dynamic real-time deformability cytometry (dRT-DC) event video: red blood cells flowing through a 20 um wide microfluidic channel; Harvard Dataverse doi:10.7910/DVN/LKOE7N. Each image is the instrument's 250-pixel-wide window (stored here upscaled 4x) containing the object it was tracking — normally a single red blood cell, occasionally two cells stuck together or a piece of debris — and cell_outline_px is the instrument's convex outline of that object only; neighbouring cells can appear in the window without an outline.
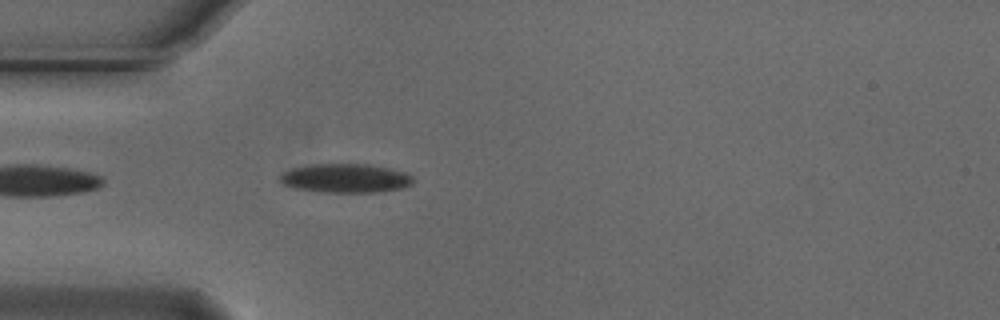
{"species": "Egyptian fruit bat (a non-hibernating species)", "species_latin": "Rousettus aegyptiacus", "temperature_condition": "cold", "stored_images_in_passage": 38, "camera_frame_rate_fps": 3000, "um_per_image_px": 0.085, "animal": {"sex": "male"}, "frame": {"image": 1, "passage_image": 3, "time_ms": 0.667, "image_size_px": [1000, 320], "cell_outline_px": [[412, 184], [404, 188], [372, 192], [320, 192], [296, 188], [284, 184], [280, 180], [280, 176], [284, 172], [292, 168], [312, 164], [368, 164], [388, 168], [404, 172], [412, 176]], "centroid_in_image_um": [29.37, 15.15], "position_along_channel_um": 55.6, "area_um2": 22.25}}
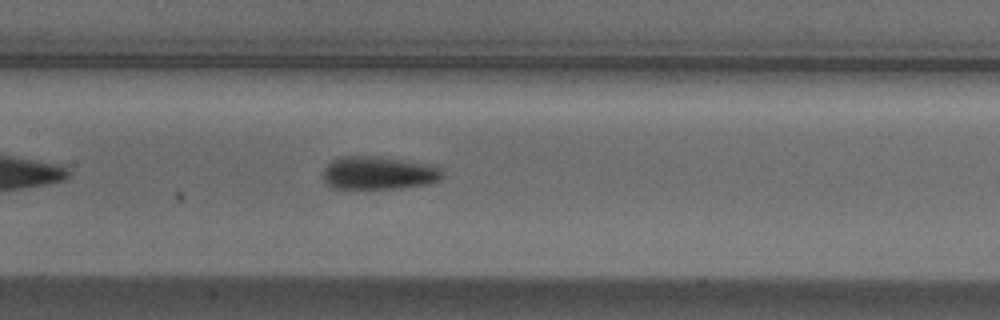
{"frame": {"image": 2, "passage_image": 13, "time_ms": 4.0, "image_size_px": [1000, 320], "cell_outline_px": [[444, 176], [440, 180], [424, 184], [400, 188], [332, 188], [324, 184], [324, 168], [332, 160], [340, 156], [376, 156], [404, 160], [428, 164], [440, 168], [444, 172]], "centroid_in_image_um": [32.16, 14.7], "position_along_channel_um": 175.2, "area_um2": 23.0}}
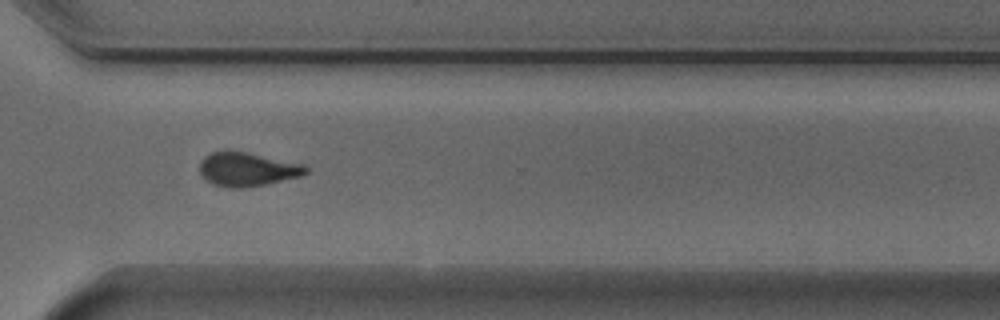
{"frame": {"image": 3, "passage_image": 27, "time_ms": 8.667, "image_size_px": [1000, 320], "cell_outline_px": [[308, 172], [300, 176], [264, 184], [240, 188], [228, 188], [216, 184], [208, 180], [200, 172], [200, 160], [204, 156], [212, 152], [224, 148], [304, 164], [308, 168]], "centroid_in_image_um": [20.99, 14.36], "position_along_channel_um": 349.6, "area_um2": 20.81}, "authors_computed_cell_mechanics": {"area_um2": 21.6461, "velocity_mm_per_s": 3.7426, "shape_relaxation_time_tau1_ms": 2.6606, "shape_relaxation_time_tau2_ms": 2.8941, "deformation_change_tau1": 0.1489, "deformation_change_tau2": 0.1037}}